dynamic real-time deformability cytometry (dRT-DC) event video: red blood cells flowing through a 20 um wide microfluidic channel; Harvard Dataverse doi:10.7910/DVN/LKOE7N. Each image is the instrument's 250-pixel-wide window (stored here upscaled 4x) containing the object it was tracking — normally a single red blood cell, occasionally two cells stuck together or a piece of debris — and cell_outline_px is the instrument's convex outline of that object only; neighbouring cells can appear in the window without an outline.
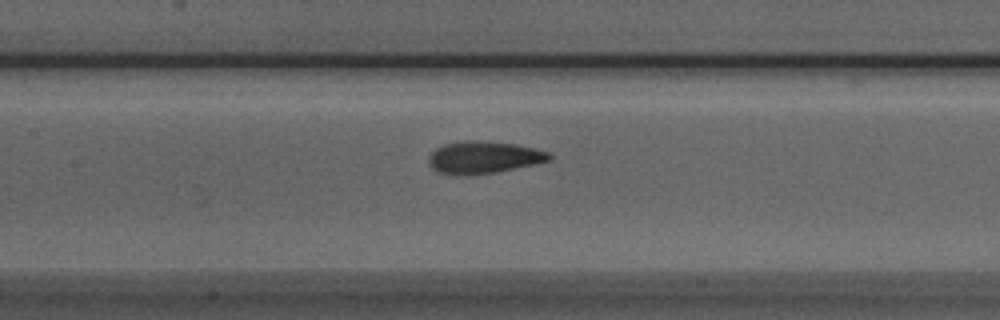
{"species": "Egyptian fruit bat (a non-hibernating species)", "species_latin": "Rousettus aegyptiacus", "temperature_condition": "room temperature", "stored_images_in_passage": 27, "camera_frame_rate_fps": 3000, "um_per_image_px": 0.085, "animal": {"sex": "male"}, "frame": {"image": 1, "passage_image": 9, "time_ms": 2.667, "image_size_px": [1000, 320], "cell_outline_px": [[552, 160], [496, 172], [436, 172], [428, 164], [428, 156], [436, 148], [444, 144], [464, 140], [476, 140], [516, 144], [548, 152], [552, 156]], "centroid_in_image_um": [41.12, 13.33], "position_along_channel_um": 166.3, "area_um2": 21.85}}
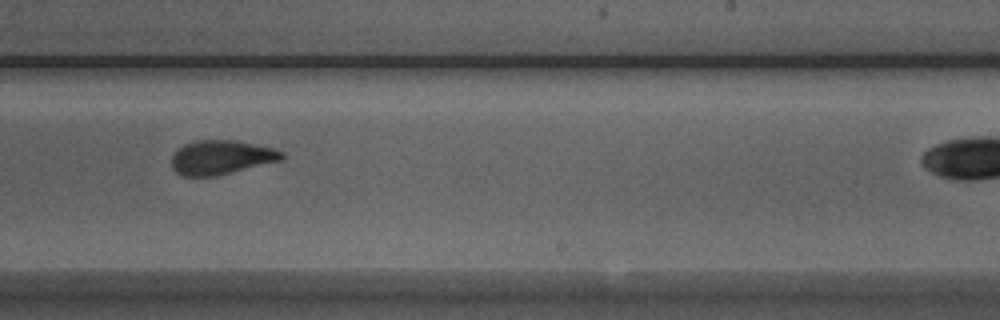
{"frame": {"image": 2, "passage_image": 17, "time_ms": 5.333, "image_size_px": [1000, 320], "cell_outline_px": [[284, 160], [216, 176], [184, 176], [176, 172], [172, 168], [172, 156], [184, 144], [196, 140], [236, 140], [272, 148], [284, 152]], "centroid_in_image_um": [18.83, 13.38], "position_along_channel_um": 270.2, "area_um2": 21.96}}
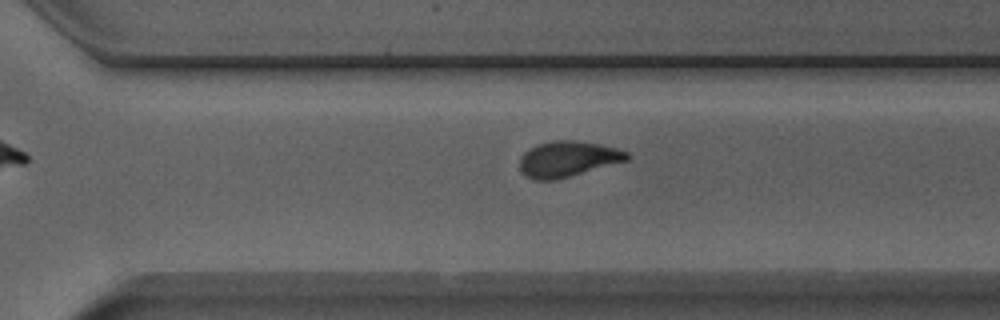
{"frame": {"image": 3, "passage_image": 21, "time_ms": 6.667, "image_size_px": [1000, 320], "cell_outline_px": [[632, 156], [628, 160], [556, 180], [532, 180], [520, 168], [520, 156], [528, 148], [536, 144], [552, 140], [572, 140], [600, 144], [616, 148], [628, 152]], "centroid_in_image_um": [48.26, 13.5], "position_along_channel_um": 322.3, "area_um2": 22.37}}